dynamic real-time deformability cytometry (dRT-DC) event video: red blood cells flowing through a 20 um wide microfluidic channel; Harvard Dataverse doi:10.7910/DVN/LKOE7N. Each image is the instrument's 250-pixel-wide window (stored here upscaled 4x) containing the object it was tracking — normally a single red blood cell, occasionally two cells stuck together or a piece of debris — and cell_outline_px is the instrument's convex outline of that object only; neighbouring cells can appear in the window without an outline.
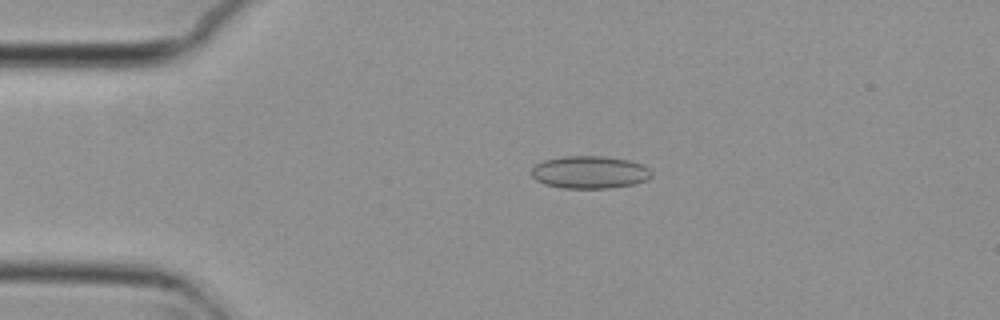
{"species": "common noctule bat (a hibernating species)", "species_latin": "Nyctalus noctula", "temperature_condition": "cold", "stored_images_in_passage": 53, "camera_frame_rate_fps": 3000, "um_per_image_px": 0.085, "animal": {"sex": "female", "body_mass_g": 29.2, "forearm_length_mm": 56.3}, "frame": {"image": 1, "passage_image": 9, "time_ms": 2.667, "image_size_px": [1000, 320], "cell_outline_px": [[652, 176], [648, 180], [632, 184], [612, 188], [564, 188], [544, 184], [536, 180], [532, 176], [532, 168], [536, 164], [544, 160], [564, 156], [604, 156], [628, 160], [644, 164], [652, 172]], "centroid_in_image_um": [50.15, 14.64], "position_along_channel_um": 34.9, "area_um2": 22.89}}
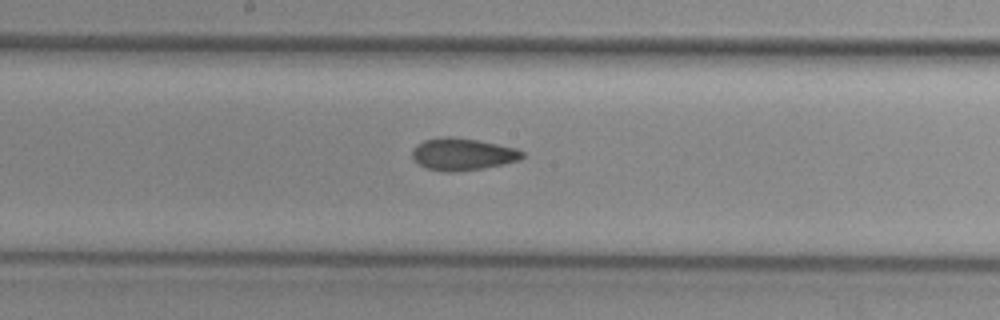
{"frame": {"image": 2, "passage_image": 26, "time_ms": 8.333, "image_size_px": [1000, 320], "cell_outline_px": [[524, 156], [520, 160], [504, 164], [456, 172], [444, 172], [428, 168], [420, 164], [412, 156], [412, 148], [416, 144], [424, 140], [440, 136], [452, 136], [476, 140], [516, 148], [524, 152]], "centroid_in_image_um": [39.31, 13.09], "position_along_channel_um": 208.9, "area_um2": 20.58}}
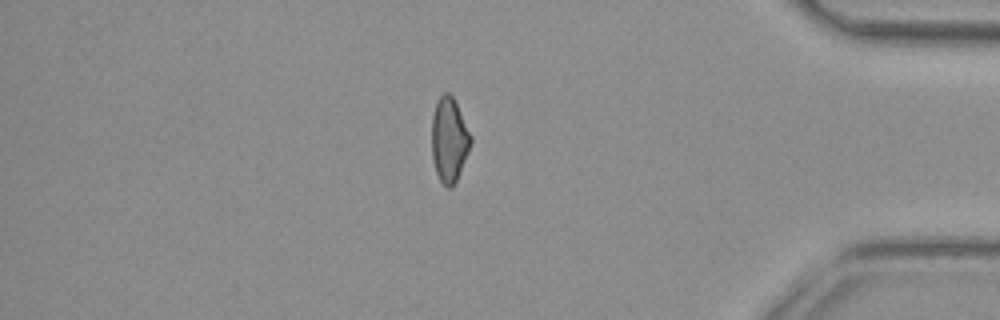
{"frame": {"image": 3, "passage_image": 44, "time_ms": 14.333, "image_size_px": [1000, 320], "cell_outline_px": [[472, 140], [468, 152], [456, 180], [452, 188], [448, 188], [440, 180], [436, 172], [432, 160], [432, 116], [436, 104], [440, 96], [444, 92], [448, 92], [452, 96], [472, 136]], "centroid_in_image_um": [38.17, 11.89], "position_along_channel_um": 397.0, "area_um2": 18.96}}